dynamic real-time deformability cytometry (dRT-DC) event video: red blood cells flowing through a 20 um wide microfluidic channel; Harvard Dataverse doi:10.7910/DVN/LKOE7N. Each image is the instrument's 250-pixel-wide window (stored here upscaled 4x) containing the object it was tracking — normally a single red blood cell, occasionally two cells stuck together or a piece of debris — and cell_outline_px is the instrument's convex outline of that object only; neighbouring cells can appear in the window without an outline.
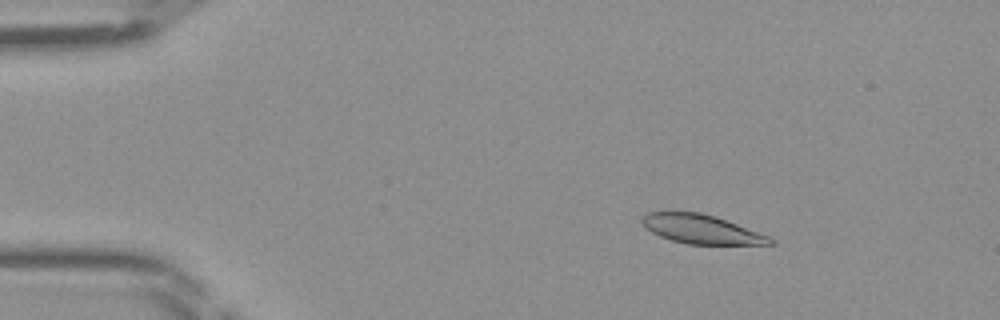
{"species": "Egyptian fruit bat (a non-hibernating species)", "species_latin": "Rousettus aegyptiacus", "temperature_condition": "room temperature", "stored_images_in_passage": 9, "camera_frame_rate_fps": 3000, "um_per_image_px": 0.085, "frame": {"image": 1, "passage_image": 2, "time_ms": 0.333, "image_size_px": [1000, 320], "cell_outline_px": [[776, 244], [688, 244], [672, 240], [660, 236], [652, 232], [640, 220], [648, 212], [700, 212], [716, 216], [768, 236], [776, 240]], "centroid_in_image_um": [59.64, 19.48], "position_along_channel_um": 25.4, "area_um2": 21.33}}